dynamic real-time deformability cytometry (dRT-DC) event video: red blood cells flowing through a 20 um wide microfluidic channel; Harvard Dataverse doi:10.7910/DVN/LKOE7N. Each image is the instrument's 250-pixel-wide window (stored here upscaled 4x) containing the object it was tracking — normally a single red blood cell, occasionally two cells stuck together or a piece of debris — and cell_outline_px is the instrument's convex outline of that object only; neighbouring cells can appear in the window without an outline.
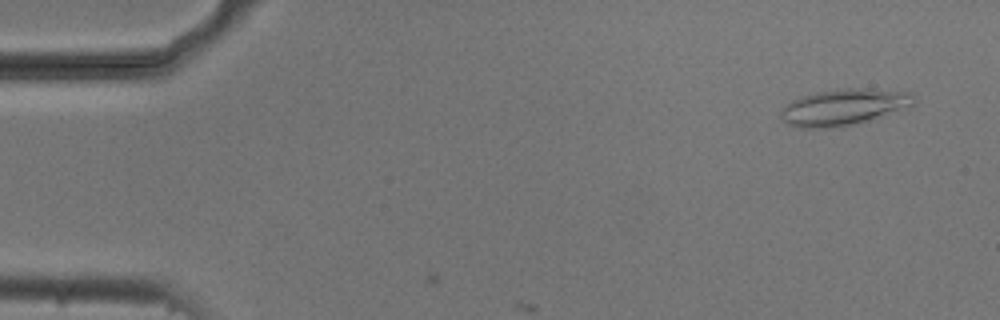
{"species": "common noctule bat (a hibernating species)", "species_latin": "Nyctalus noctula", "temperature_condition": "cold", "stored_images_in_passage": 3, "camera_frame_rate_fps": 3000, "um_per_image_px": 0.085, "animal": {"sex": "male", "body_mass_g": 20.5, "forearm_length_mm": 52.5}, "frame": {"image": 1, "passage_image": 3, "time_ms": 0.667, "image_size_px": [1000, 320], "cell_outline_px": [[916, 104], [912, 108], [868, 120], [852, 124], [824, 128], [800, 128], [788, 124], [780, 116], [780, 112], [792, 100], [800, 96], [816, 92], [848, 88], [868, 88], [912, 92], [916, 96]], "centroid_in_image_um": [71.82, 9.09], "position_along_channel_um": 13.2, "area_um2": 28.38}}